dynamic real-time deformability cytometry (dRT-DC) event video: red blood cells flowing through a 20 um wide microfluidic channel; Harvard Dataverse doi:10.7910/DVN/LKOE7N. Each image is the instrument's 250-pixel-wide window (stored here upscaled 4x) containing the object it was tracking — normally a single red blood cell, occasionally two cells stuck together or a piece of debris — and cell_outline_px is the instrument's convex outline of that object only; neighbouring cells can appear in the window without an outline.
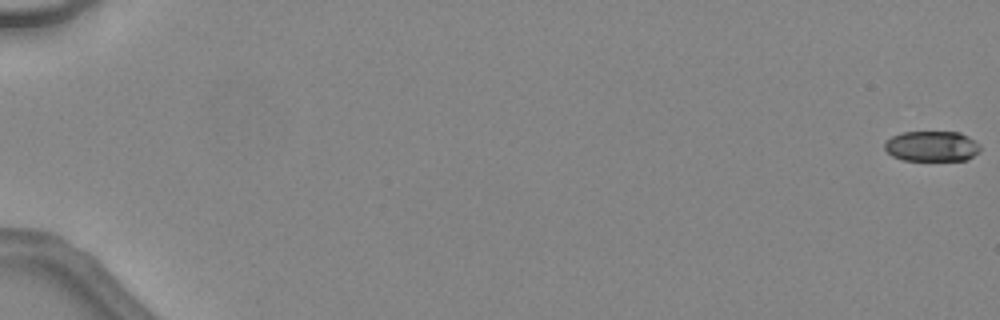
{"species": "common noctule bat (a hibernating species)", "species_latin": "Nyctalus noctula", "temperature_condition": "warm", "stored_images_in_passage": 43, "camera_frame_rate_fps": 3000, "um_per_image_px": 0.085, "animal": {"sex": "female", "body_mass_g": 24.6, "forearm_length_mm": 56.2}, "frame": {"image": 1, "passage_image": 1, "time_ms": 0.0, "image_size_px": [1000, 320], "cell_outline_px": [[980, 148], [968, 160], [904, 160], [892, 156], [884, 148], [884, 144], [892, 136], [904, 132], [960, 132], [968, 136], [980, 144]], "centroid_in_image_um": [79.21, 12.42], "position_along_channel_um": 5.8, "area_um2": 16.82}}
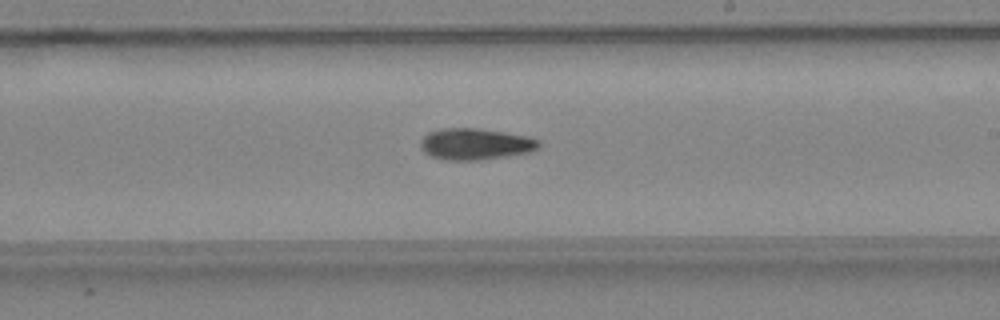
{"frame": {"image": 2, "passage_image": 31, "time_ms": 10.0, "image_size_px": [1000, 320], "cell_outline_px": [[540, 148], [532, 152], [484, 160], [440, 160], [428, 156], [420, 148], [420, 140], [428, 132], [440, 128], [480, 128], [528, 136], [540, 140]], "centroid_in_image_um": [40.4, 12.25], "position_along_channel_um": 248.6, "area_um2": 22.25}}
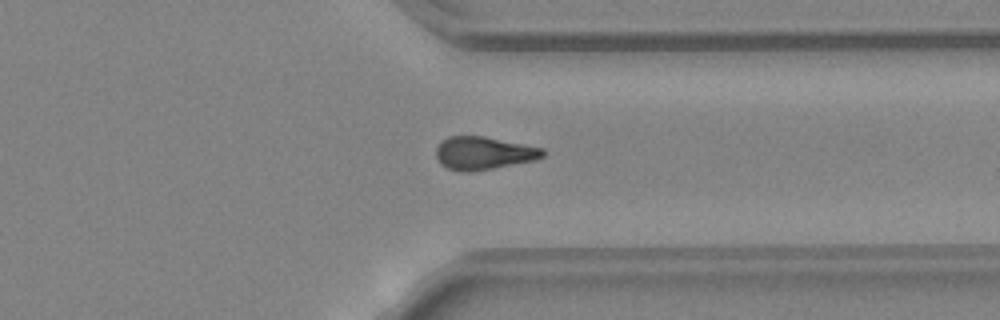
{"frame": {"image": 3, "passage_image": 39, "time_ms": 12.667, "image_size_px": [1000, 320], "cell_outline_px": [[544, 156], [536, 160], [476, 172], [460, 172], [448, 168], [440, 164], [436, 156], [436, 148], [448, 136], [484, 136], [544, 148]], "centroid_in_image_um": [41.12, 13.03], "position_along_channel_um": 370.3, "area_um2": 20.69}, "authors_computed_cell_mechanics": {"area_um2": 20.4612, "velocity_mm_per_s": 4.5828, "shape_relaxation_time_tau1_ms": 6.7066, "shape_relaxation_time_tau2_ms": 9.2912, "deformation_change_tau1": 0.2125, "deformation_change_tau2": 0.2356}}